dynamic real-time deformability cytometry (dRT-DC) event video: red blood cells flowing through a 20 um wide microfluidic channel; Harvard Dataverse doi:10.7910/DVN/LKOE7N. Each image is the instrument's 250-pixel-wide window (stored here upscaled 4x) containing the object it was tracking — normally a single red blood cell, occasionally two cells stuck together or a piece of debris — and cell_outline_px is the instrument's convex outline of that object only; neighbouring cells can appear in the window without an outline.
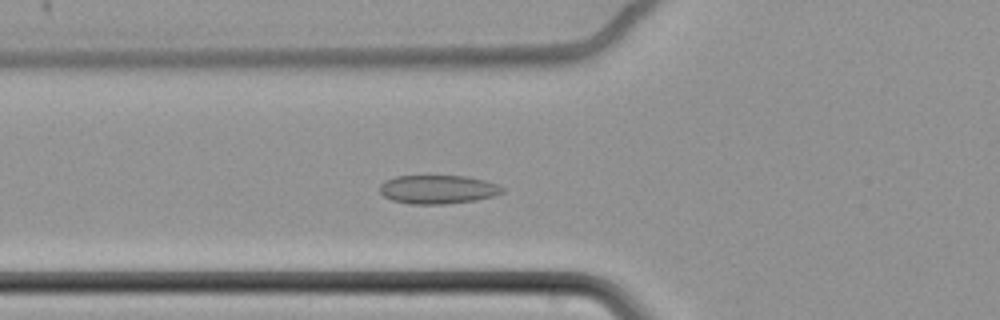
{"species": "common noctule bat (a hibernating species)", "species_latin": "Nyctalus noctula", "temperature_condition": "cold", "stored_images_in_passage": 63, "camera_frame_rate_fps": 3000, "um_per_image_px": 0.085, "animal": {"sex": "female", "body_mass_g": 22.7, "forearm_length_mm": 54.2}, "frame": {"image": 1, "passage_image": 25, "time_ms": 8.0, "image_size_px": [1000, 320], "cell_outline_px": [[504, 192], [492, 196], [472, 200], [444, 204], [412, 204], [392, 200], [384, 196], [380, 192], [380, 184], [384, 180], [396, 176], [464, 176], [484, 180], [496, 184], [504, 188]], "centroid_in_image_um": [37.18, 16.09], "position_along_channel_um": 88.6, "area_um2": 20.29}}
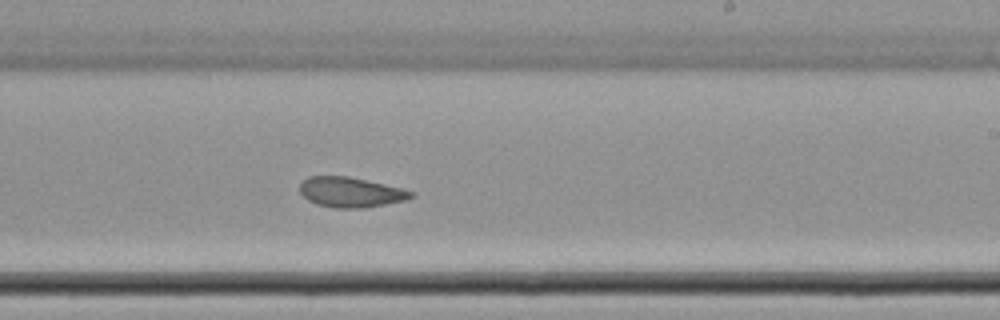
{"frame": {"image": 2, "passage_image": 40, "time_ms": 13.0, "image_size_px": [1000, 320], "cell_outline_px": [[416, 196], [404, 200], [364, 208], [336, 208], [316, 204], [308, 200], [300, 192], [300, 184], [308, 176], [348, 176], [404, 188], [412, 192]], "centroid_in_image_um": [29.81, 16.33], "position_along_channel_um": 259.2, "area_um2": 19.48}}
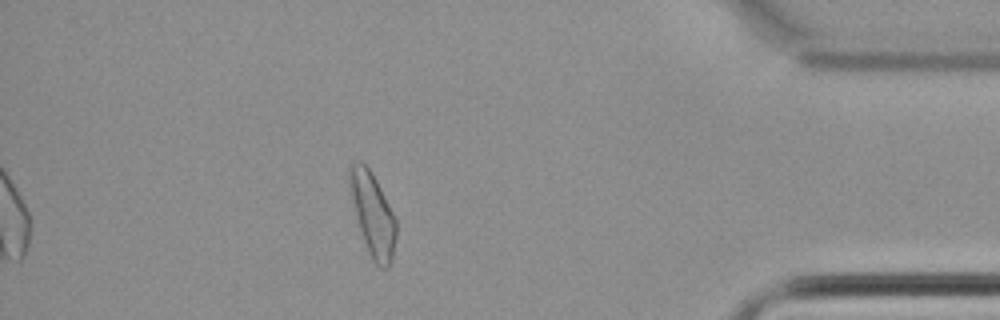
{"frame": {"image": 3, "passage_image": 56, "time_ms": 18.333, "image_size_px": [1000, 320], "cell_outline_px": [[396, 236], [392, 260], [388, 268], [380, 268], [372, 260], [368, 252], [356, 216], [348, 184], [348, 164], [356, 160], [360, 160], [372, 172], [396, 216]], "centroid_in_image_um": [31.68, 18.18], "position_along_channel_um": 403.5, "area_um2": 22.77}, "authors_computed_cell_mechanics": {"area_um2": 21.4438, "velocity_mm_per_s": 3.4208, "shape_relaxation_time_tau1_ms": null, "shape_relaxation_time_tau2_ms": 3.0095, "deformation_change_tau1": null, "deformation_change_tau2": 0.08}}